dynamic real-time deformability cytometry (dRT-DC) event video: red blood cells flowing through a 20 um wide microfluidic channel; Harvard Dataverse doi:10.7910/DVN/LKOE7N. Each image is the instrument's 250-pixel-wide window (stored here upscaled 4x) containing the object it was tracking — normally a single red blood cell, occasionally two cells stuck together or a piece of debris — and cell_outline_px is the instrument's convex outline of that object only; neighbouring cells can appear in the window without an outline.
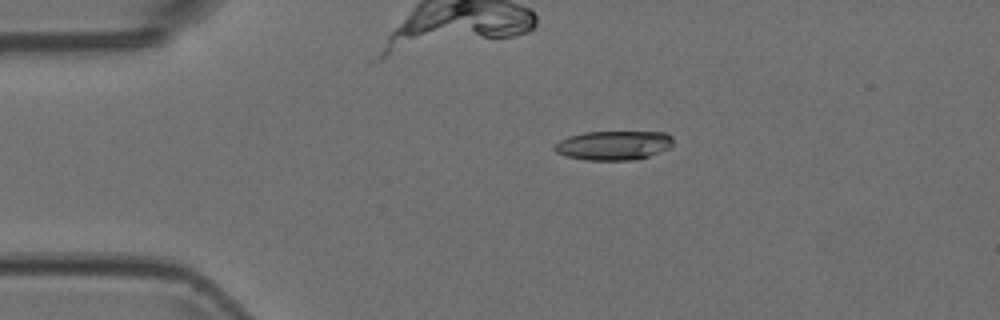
{"species": "Egyptian fruit bat (a non-hibernating species)", "species_latin": "Rousettus aegyptiacus", "temperature_condition": "room temperature", "stored_images_in_passage": 4, "camera_frame_rate_fps": 3000, "um_per_image_px": 0.085, "animal": {"sex": "female"}, "frame": {"image": 1, "passage_image": 3, "time_ms": 0.667, "image_size_px": [1000, 320], "cell_outline_px": [[672, 144], [668, 148], [648, 156], [632, 160], [584, 160], [564, 156], [556, 152], [552, 148], [560, 140], [568, 136], [584, 132], [664, 132], [672, 136]], "centroid_in_image_um": [52.1, 12.35], "position_along_channel_um": 32.9, "area_um2": 20.17}}